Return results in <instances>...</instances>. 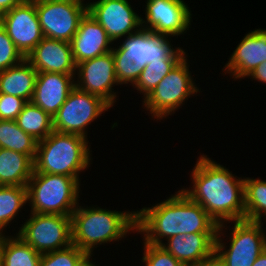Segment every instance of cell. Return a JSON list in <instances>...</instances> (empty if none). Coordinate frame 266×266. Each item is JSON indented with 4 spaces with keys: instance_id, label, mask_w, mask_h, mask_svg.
Wrapping results in <instances>:
<instances>
[{
    "instance_id": "1",
    "label": "cell",
    "mask_w": 266,
    "mask_h": 266,
    "mask_svg": "<svg viewBox=\"0 0 266 266\" xmlns=\"http://www.w3.org/2000/svg\"><path fill=\"white\" fill-rule=\"evenodd\" d=\"M201 154L190 171L192 187L180 190L200 204L218 225L244 220V176L237 177L226 166Z\"/></svg>"
},
{
    "instance_id": "2",
    "label": "cell",
    "mask_w": 266,
    "mask_h": 266,
    "mask_svg": "<svg viewBox=\"0 0 266 266\" xmlns=\"http://www.w3.org/2000/svg\"><path fill=\"white\" fill-rule=\"evenodd\" d=\"M219 225L197 202L178 190L151 207L136 210V233L161 246L176 235L217 233Z\"/></svg>"
},
{
    "instance_id": "3",
    "label": "cell",
    "mask_w": 266,
    "mask_h": 266,
    "mask_svg": "<svg viewBox=\"0 0 266 266\" xmlns=\"http://www.w3.org/2000/svg\"><path fill=\"white\" fill-rule=\"evenodd\" d=\"M172 38L141 28L138 32L121 39L123 41L119 42V46L114 44L111 52L120 87L126 84V87L128 84L133 86L147 63L181 61L189 54L180 45H172Z\"/></svg>"
},
{
    "instance_id": "4",
    "label": "cell",
    "mask_w": 266,
    "mask_h": 266,
    "mask_svg": "<svg viewBox=\"0 0 266 266\" xmlns=\"http://www.w3.org/2000/svg\"><path fill=\"white\" fill-rule=\"evenodd\" d=\"M72 244L86 253L136 233V210L117 211L80 203L71 215ZM126 237V238H125Z\"/></svg>"
},
{
    "instance_id": "5",
    "label": "cell",
    "mask_w": 266,
    "mask_h": 266,
    "mask_svg": "<svg viewBox=\"0 0 266 266\" xmlns=\"http://www.w3.org/2000/svg\"><path fill=\"white\" fill-rule=\"evenodd\" d=\"M90 144L88 139L80 135L53 130L37 143L34 171L81 179V172H85L92 164Z\"/></svg>"
},
{
    "instance_id": "6",
    "label": "cell",
    "mask_w": 266,
    "mask_h": 266,
    "mask_svg": "<svg viewBox=\"0 0 266 266\" xmlns=\"http://www.w3.org/2000/svg\"><path fill=\"white\" fill-rule=\"evenodd\" d=\"M80 183L77 177L33 171L27 183L30 212L71 216L82 194Z\"/></svg>"
},
{
    "instance_id": "7",
    "label": "cell",
    "mask_w": 266,
    "mask_h": 266,
    "mask_svg": "<svg viewBox=\"0 0 266 266\" xmlns=\"http://www.w3.org/2000/svg\"><path fill=\"white\" fill-rule=\"evenodd\" d=\"M264 223L244 219L220 224L214 254L224 266H253L257 257L266 249ZM226 230L231 232L228 233ZM224 240H227L229 245Z\"/></svg>"
},
{
    "instance_id": "8",
    "label": "cell",
    "mask_w": 266,
    "mask_h": 266,
    "mask_svg": "<svg viewBox=\"0 0 266 266\" xmlns=\"http://www.w3.org/2000/svg\"><path fill=\"white\" fill-rule=\"evenodd\" d=\"M189 55H186L147 95L141 102L142 108L146 110L153 121L165 120L169 115H173L187 100L197 93L202 92L195 83L196 79L190 71Z\"/></svg>"
},
{
    "instance_id": "9",
    "label": "cell",
    "mask_w": 266,
    "mask_h": 266,
    "mask_svg": "<svg viewBox=\"0 0 266 266\" xmlns=\"http://www.w3.org/2000/svg\"><path fill=\"white\" fill-rule=\"evenodd\" d=\"M113 108L100 96L83 91L76 86L64 104L53 116V129L61 133L76 134L88 139V125ZM103 114V115H102Z\"/></svg>"
},
{
    "instance_id": "10",
    "label": "cell",
    "mask_w": 266,
    "mask_h": 266,
    "mask_svg": "<svg viewBox=\"0 0 266 266\" xmlns=\"http://www.w3.org/2000/svg\"><path fill=\"white\" fill-rule=\"evenodd\" d=\"M24 221L16 234L41 255L72 244L71 216L30 212Z\"/></svg>"
},
{
    "instance_id": "11",
    "label": "cell",
    "mask_w": 266,
    "mask_h": 266,
    "mask_svg": "<svg viewBox=\"0 0 266 266\" xmlns=\"http://www.w3.org/2000/svg\"><path fill=\"white\" fill-rule=\"evenodd\" d=\"M87 6L69 1L35 0L43 36L71 43Z\"/></svg>"
},
{
    "instance_id": "12",
    "label": "cell",
    "mask_w": 266,
    "mask_h": 266,
    "mask_svg": "<svg viewBox=\"0 0 266 266\" xmlns=\"http://www.w3.org/2000/svg\"><path fill=\"white\" fill-rule=\"evenodd\" d=\"M142 29L178 38L191 28L192 11L184 0H146Z\"/></svg>"
},
{
    "instance_id": "13",
    "label": "cell",
    "mask_w": 266,
    "mask_h": 266,
    "mask_svg": "<svg viewBox=\"0 0 266 266\" xmlns=\"http://www.w3.org/2000/svg\"><path fill=\"white\" fill-rule=\"evenodd\" d=\"M75 86L100 96L112 107H115L119 92L115 91L113 87L119 86V83L115 73L112 52L78 63L76 65Z\"/></svg>"
},
{
    "instance_id": "14",
    "label": "cell",
    "mask_w": 266,
    "mask_h": 266,
    "mask_svg": "<svg viewBox=\"0 0 266 266\" xmlns=\"http://www.w3.org/2000/svg\"><path fill=\"white\" fill-rule=\"evenodd\" d=\"M128 1L93 0L88 3L87 12L103 27L113 43L142 28L143 15L139 16Z\"/></svg>"
},
{
    "instance_id": "15",
    "label": "cell",
    "mask_w": 266,
    "mask_h": 266,
    "mask_svg": "<svg viewBox=\"0 0 266 266\" xmlns=\"http://www.w3.org/2000/svg\"><path fill=\"white\" fill-rule=\"evenodd\" d=\"M0 24L24 57L44 38L36 12L35 0H25L2 14Z\"/></svg>"
},
{
    "instance_id": "16",
    "label": "cell",
    "mask_w": 266,
    "mask_h": 266,
    "mask_svg": "<svg viewBox=\"0 0 266 266\" xmlns=\"http://www.w3.org/2000/svg\"><path fill=\"white\" fill-rule=\"evenodd\" d=\"M235 48L222 68V74H228L234 81L247 78L266 61V29L250 30Z\"/></svg>"
},
{
    "instance_id": "17",
    "label": "cell",
    "mask_w": 266,
    "mask_h": 266,
    "mask_svg": "<svg viewBox=\"0 0 266 266\" xmlns=\"http://www.w3.org/2000/svg\"><path fill=\"white\" fill-rule=\"evenodd\" d=\"M37 72L76 74L71 43L43 38L25 57Z\"/></svg>"
},
{
    "instance_id": "18",
    "label": "cell",
    "mask_w": 266,
    "mask_h": 266,
    "mask_svg": "<svg viewBox=\"0 0 266 266\" xmlns=\"http://www.w3.org/2000/svg\"><path fill=\"white\" fill-rule=\"evenodd\" d=\"M113 41L103 27L88 13L81 18L72 41V53L76 65L112 51Z\"/></svg>"
},
{
    "instance_id": "19",
    "label": "cell",
    "mask_w": 266,
    "mask_h": 266,
    "mask_svg": "<svg viewBox=\"0 0 266 266\" xmlns=\"http://www.w3.org/2000/svg\"><path fill=\"white\" fill-rule=\"evenodd\" d=\"M75 87V74L38 72L31 102L52 118Z\"/></svg>"
},
{
    "instance_id": "20",
    "label": "cell",
    "mask_w": 266,
    "mask_h": 266,
    "mask_svg": "<svg viewBox=\"0 0 266 266\" xmlns=\"http://www.w3.org/2000/svg\"><path fill=\"white\" fill-rule=\"evenodd\" d=\"M217 233L176 235L164 242L163 247L183 266H196L215 253Z\"/></svg>"
},
{
    "instance_id": "21",
    "label": "cell",
    "mask_w": 266,
    "mask_h": 266,
    "mask_svg": "<svg viewBox=\"0 0 266 266\" xmlns=\"http://www.w3.org/2000/svg\"><path fill=\"white\" fill-rule=\"evenodd\" d=\"M38 72L24 58L20 63L0 71V93L23 98L31 102Z\"/></svg>"
},
{
    "instance_id": "22",
    "label": "cell",
    "mask_w": 266,
    "mask_h": 266,
    "mask_svg": "<svg viewBox=\"0 0 266 266\" xmlns=\"http://www.w3.org/2000/svg\"><path fill=\"white\" fill-rule=\"evenodd\" d=\"M34 171V160L25 154L0 148V185L27 186Z\"/></svg>"
},
{
    "instance_id": "23",
    "label": "cell",
    "mask_w": 266,
    "mask_h": 266,
    "mask_svg": "<svg viewBox=\"0 0 266 266\" xmlns=\"http://www.w3.org/2000/svg\"><path fill=\"white\" fill-rule=\"evenodd\" d=\"M27 200V186H3L0 185V233H7L10 225L19 217V213L25 209ZM24 207V208H23ZM6 232V233H5Z\"/></svg>"
},
{
    "instance_id": "24",
    "label": "cell",
    "mask_w": 266,
    "mask_h": 266,
    "mask_svg": "<svg viewBox=\"0 0 266 266\" xmlns=\"http://www.w3.org/2000/svg\"><path fill=\"white\" fill-rule=\"evenodd\" d=\"M7 234H4L1 266H39L41 254L16 233Z\"/></svg>"
},
{
    "instance_id": "25",
    "label": "cell",
    "mask_w": 266,
    "mask_h": 266,
    "mask_svg": "<svg viewBox=\"0 0 266 266\" xmlns=\"http://www.w3.org/2000/svg\"><path fill=\"white\" fill-rule=\"evenodd\" d=\"M15 122L36 141L45 139L54 130L53 118L32 102L23 106Z\"/></svg>"
},
{
    "instance_id": "26",
    "label": "cell",
    "mask_w": 266,
    "mask_h": 266,
    "mask_svg": "<svg viewBox=\"0 0 266 266\" xmlns=\"http://www.w3.org/2000/svg\"><path fill=\"white\" fill-rule=\"evenodd\" d=\"M37 143L31 135L25 133L15 120H0V148L36 157Z\"/></svg>"
},
{
    "instance_id": "27",
    "label": "cell",
    "mask_w": 266,
    "mask_h": 266,
    "mask_svg": "<svg viewBox=\"0 0 266 266\" xmlns=\"http://www.w3.org/2000/svg\"><path fill=\"white\" fill-rule=\"evenodd\" d=\"M245 220L266 222V180L244 177Z\"/></svg>"
},
{
    "instance_id": "28",
    "label": "cell",
    "mask_w": 266,
    "mask_h": 266,
    "mask_svg": "<svg viewBox=\"0 0 266 266\" xmlns=\"http://www.w3.org/2000/svg\"><path fill=\"white\" fill-rule=\"evenodd\" d=\"M180 61H153L147 63L142 69L136 83L132 86L136 92L142 95V100L149 95L159 82L171 71Z\"/></svg>"
},
{
    "instance_id": "29",
    "label": "cell",
    "mask_w": 266,
    "mask_h": 266,
    "mask_svg": "<svg viewBox=\"0 0 266 266\" xmlns=\"http://www.w3.org/2000/svg\"><path fill=\"white\" fill-rule=\"evenodd\" d=\"M86 254L76 245L41 255L39 266H75Z\"/></svg>"
},
{
    "instance_id": "30",
    "label": "cell",
    "mask_w": 266,
    "mask_h": 266,
    "mask_svg": "<svg viewBox=\"0 0 266 266\" xmlns=\"http://www.w3.org/2000/svg\"><path fill=\"white\" fill-rule=\"evenodd\" d=\"M143 255L141 262L145 266H183L176 258L159 245H152L143 241Z\"/></svg>"
},
{
    "instance_id": "31",
    "label": "cell",
    "mask_w": 266,
    "mask_h": 266,
    "mask_svg": "<svg viewBox=\"0 0 266 266\" xmlns=\"http://www.w3.org/2000/svg\"><path fill=\"white\" fill-rule=\"evenodd\" d=\"M24 58L0 24V71L20 63Z\"/></svg>"
},
{
    "instance_id": "32",
    "label": "cell",
    "mask_w": 266,
    "mask_h": 266,
    "mask_svg": "<svg viewBox=\"0 0 266 266\" xmlns=\"http://www.w3.org/2000/svg\"><path fill=\"white\" fill-rule=\"evenodd\" d=\"M26 103L23 98L0 93V120H15Z\"/></svg>"
},
{
    "instance_id": "33",
    "label": "cell",
    "mask_w": 266,
    "mask_h": 266,
    "mask_svg": "<svg viewBox=\"0 0 266 266\" xmlns=\"http://www.w3.org/2000/svg\"><path fill=\"white\" fill-rule=\"evenodd\" d=\"M259 83H262L263 85L266 84V61L258 65L253 72L247 77Z\"/></svg>"
},
{
    "instance_id": "34",
    "label": "cell",
    "mask_w": 266,
    "mask_h": 266,
    "mask_svg": "<svg viewBox=\"0 0 266 266\" xmlns=\"http://www.w3.org/2000/svg\"><path fill=\"white\" fill-rule=\"evenodd\" d=\"M25 0H0V16Z\"/></svg>"
},
{
    "instance_id": "35",
    "label": "cell",
    "mask_w": 266,
    "mask_h": 266,
    "mask_svg": "<svg viewBox=\"0 0 266 266\" xmlns=\"http://www.w3.org/2000/svg\"><path fill=\"white\" fill-rule=\"evenodd\" d=\"M95 254L93 253H86L75 266H99V264H95L96 262H93L92 260ZM92 257V258H91Z\"/></svg>"
},
{
    "instance_id": "36",
    "label": "cell",
    "mask_w": 266,
    "mask_h": 266,
    "mask_svg": "<svg viewBox=\"0 0 266 266\" xmlns=\"http://www.w3.org/2000/svg\"><path fill=\"white\" fill-rule=\"evenodd\" d=\"M196 266H224L220 259L214 254L212 257L202 261Z\"/></svg>"
},
{
    "instance_id": "37",
    "label": "cell",
    "mask_w": 266,
    "mask_h": 266,
    "mask_svg": "<svg viewBox=\"0 0 266 266\" xmlns=\"http://www.w3.org/2000/svg\"><path fill=\"white\" fill-rule=\"evenodd\" d=\"M253 266H266V249L257 257Z\"/></svg>"
},
{
    "instance_id": "38",
    "label": "cell",
    "mask_w": 266,
    "mask_h": 266,
    "mask_svg": "<svg viewBox=\"0 0 266 266\" xmlns=\"http://www.w3.org/2000/svg\"><path fill=\"white\" fill-rule=\"evenodd\" d=\"M3 244H4V233H0V266H1Z\"/></svg>"
},
{
    "instance_id": "39",
    "label": "cell",
    "mask_w": 266,
    "mask_h": 266,
    "mask_svg": "<svg viewBox=\"0 0 266 266\" xmlns=\"http://www.w3.org/2000/svg\"><path fill=\"white\" fill-rule=\"evenodd\" d=\"M55 1H69V2L81 3L84 5H88V3L90 2V0L89 1L87 0L86 2H85V0H55Z\"/></svg>"
}]
</instances>
